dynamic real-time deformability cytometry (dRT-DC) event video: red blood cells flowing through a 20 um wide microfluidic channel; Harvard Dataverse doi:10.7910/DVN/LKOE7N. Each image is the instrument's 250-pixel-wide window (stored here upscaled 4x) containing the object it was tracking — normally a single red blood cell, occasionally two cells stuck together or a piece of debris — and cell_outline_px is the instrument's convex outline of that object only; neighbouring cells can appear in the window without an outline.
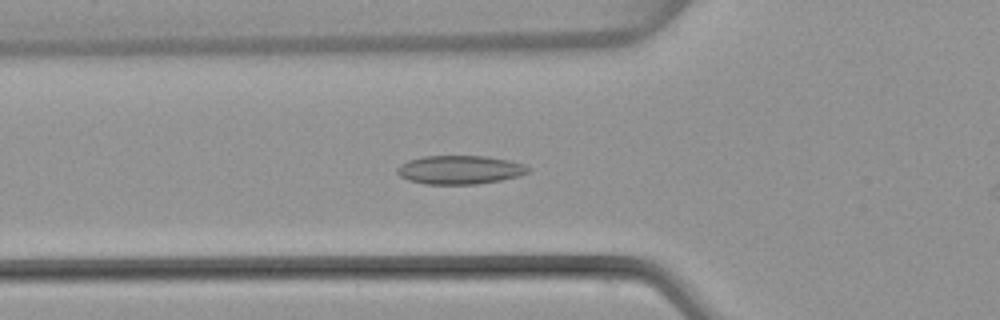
{"species": "common noctule bat (a hibernating species)", "species_latin": "Nyctalus noctula", "temperature_condition": "warm", "stored_images_in_passage": 37, "camera_frame_rate_fps": 3000, "um_per_image_px": 0.085, "animal": {"sex": "female", "body_mass_g": 22.7, "forearm_length_mm": 54.2}, "frame": {"image": 1, "passage_image": 13, "time_ms": 4.0, "image_size_px": [1000, 320], "cell_outline_px": [[532, 168], [528, 172], [520, 176], [500, 180], [476, 184], [424, 184], [408, 180], [400, 176], [396, 172], [396, 168], [400, 164], [408, 160], [424, 156], [488, 156], [508, 160], [524, 164]], "centroid_in_image_um": [39.08, 14.43], "position_along_channel_um": 86.7, "area_um2": 22.02}}
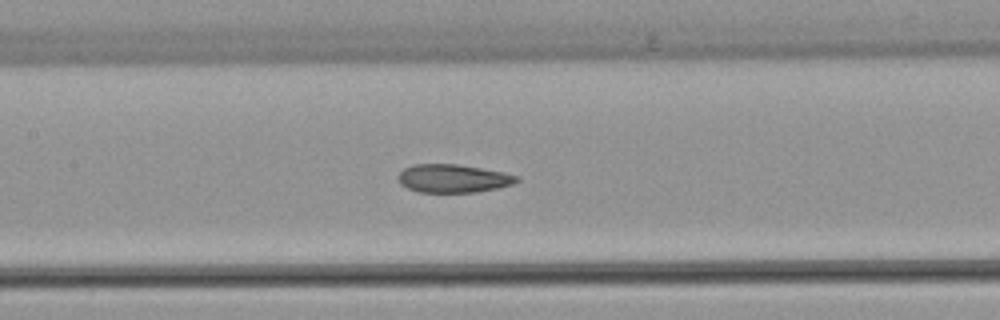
{"frame": {"image": 2, "passage_image": 19, "time_ms": 6.0, "image_size_px": [1000, 320], "cell_outline_px": [[520, 180], [512, 184], [496, 188], [476, 192], [420, 192], [408, 188], [400, 184], [396, 180], [396, 176], [404, 168], [412, 164], [456, 164], [504, 172], [520, 176]], "centroid_in_image_um": [38.48, 15.16], "position_along_channel_um": 168.9, "area_um2": 19.59}}
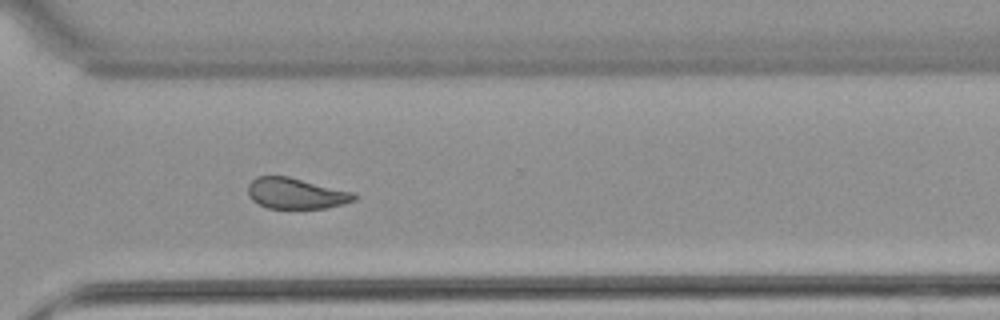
{"frame": {"image": 3, "passage_image": 32, "time_ms": 10.333, "image_size_px": [1000, 320], "cell_outline_px": [[356, 200], [344, 204], [324, 208], [268, 208], [252, 200], [248, 196], [248, 184], [256, 176], [288, 176], [352, 192], [356, 196]], "centroid_in_image_um": [25.13, 16.44], "position_along_channel_um": 345.5, "area_um2": 18.96}, "authors_computed_cell_mechanics": {"area_um2": 20.4034, "velocity_mm_per_s": 4.0813, "shape_relaxation_time_tau1_ms": null, "shape_relaxation_time_tau2_ms": 2.0411, "deformation_change_tau1": null, "deformation_change_tau2": 0.0969}}